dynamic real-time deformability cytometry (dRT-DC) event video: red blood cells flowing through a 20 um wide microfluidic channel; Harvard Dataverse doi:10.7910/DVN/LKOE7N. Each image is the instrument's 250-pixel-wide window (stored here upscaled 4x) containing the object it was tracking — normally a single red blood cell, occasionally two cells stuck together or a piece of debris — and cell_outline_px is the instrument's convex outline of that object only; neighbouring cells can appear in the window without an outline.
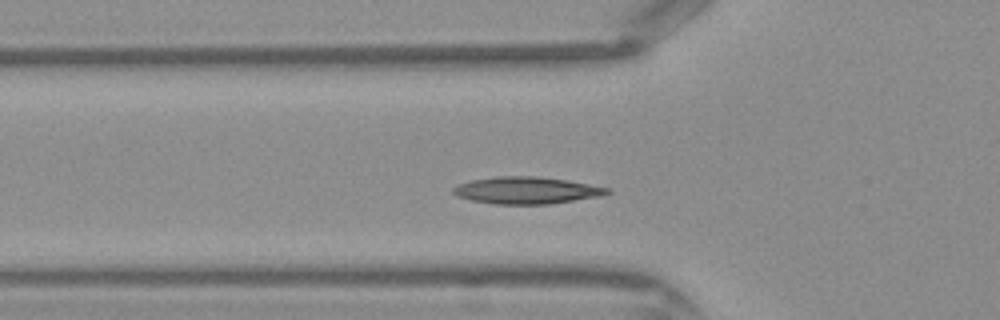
{"species": "Egyptian fruit bat (a non-hibernating species)", "species_latin": "Rousettus aegyptiacus", "temperature_condition": "warm", "stored_images_in_passage": 39, "camera_frame_rate_fps": 3000, "um_per_image_px": 0.085, "frame": {"image": 1, "passage_image": 9, "time_ms": 2.667, "image_size_px": [1000, 320], "cell_outline_px": [[612, 192], [604, 196], [548, 204], [492, 204], [472, 200], [456, 196], [452, 192], [452, 188], [460, 184], [472, 180], [500, 176], [536, 176], [564, 180], [612, 188]], "centroid_in_image_um": [44.8, 16.19], "position_along_channel_um": 81.0, "area_um2": 24.22}}
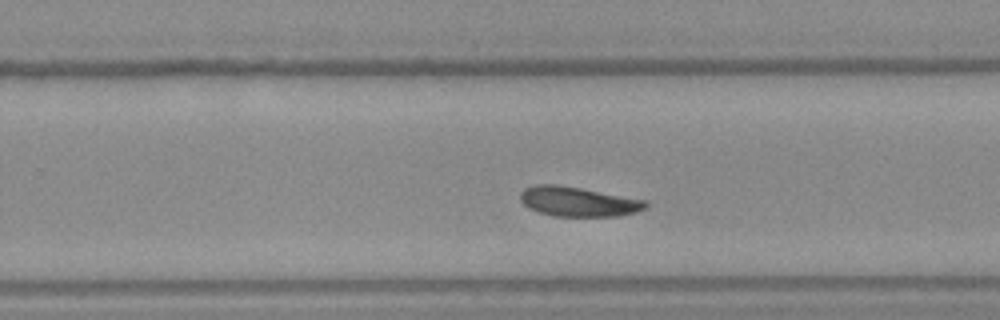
{"frame": {"image": 2, "passage_image": 22, "time_ms": 7.0, "image_size_px": [1000, 320], "cell_outline_px": [[648, 208], [636, 212], [620, 216], [552, 216], [528, 208], [520, 200], [520, 192], [524, 188], [536, 184], [556, 184], [580, 188], [644, 200], [648, 204]], "centroid_in_image_um": [49.12, 17.14], "position_along_channel_um": 280.7, "area_um2": 21.62}}
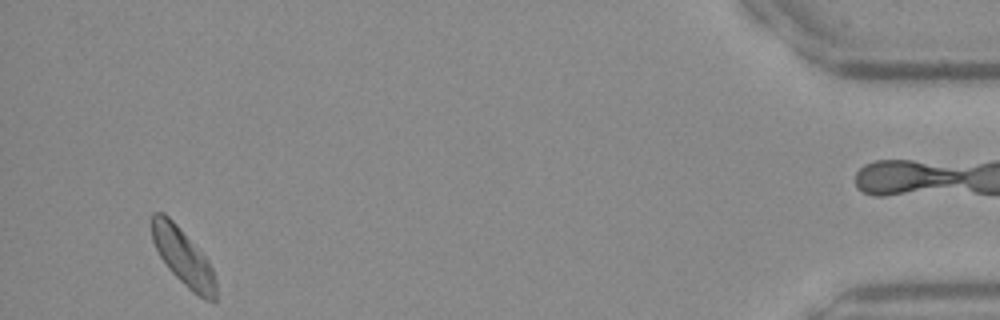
{"frame": {"image": 3, "passage_image": 36, "time_ms": 11.667, "image_size_px": [1000, 320], "cell_outline_px": [[216, 300], [212, 304], [204, 300], [192, 292], [168, 268], [160, 256], [152, 240], [152, 212], [164, 212], [176, 224], [208, 260], [212, 268], [216, 280]], "centroid_in_image_um": [15.59, 21.89], "position_along_channel_um": 419.6, "area_um2": 21.1}}